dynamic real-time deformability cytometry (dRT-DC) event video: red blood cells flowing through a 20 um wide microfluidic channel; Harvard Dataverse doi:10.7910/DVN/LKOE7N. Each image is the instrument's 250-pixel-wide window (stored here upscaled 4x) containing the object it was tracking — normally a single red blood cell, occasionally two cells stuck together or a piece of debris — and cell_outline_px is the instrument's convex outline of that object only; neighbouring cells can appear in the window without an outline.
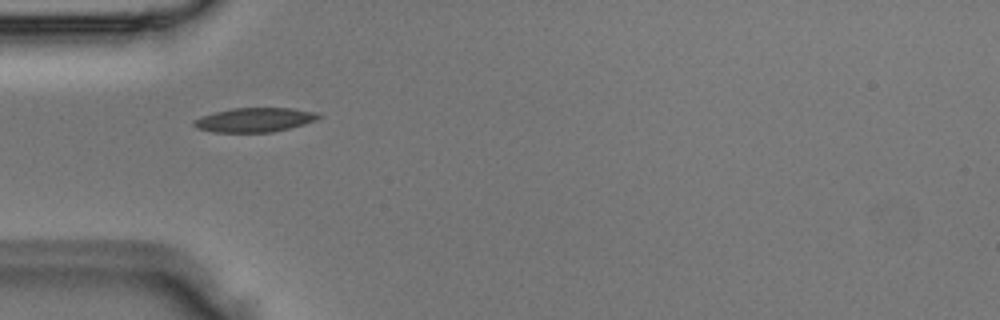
{"species": "Egyptian fruit bat (a non-hibernating species)", "species_latin": "Rousettus aegyptiacus", "temperature_condition": "room temperature", "stored_images_in_passage": 2, "camera_frame_rate_fps": 3000, "um_per_image_px": 0.085, "animal": {"sex": "male"}, "frame": {"image": 1, "passage_image": 1, "time_ms": 0.0, "image_size_px": [1000, 320], "cell_outline_px": [[320, 116], [316, 120], [304, 124], [272, 132], [212, 132], [196, 128], [192, 124], [192, 120], [200, 116], [232, 108], [292, 108], [316, 112]], "centroid_in_image_um": [21.59, 10.19], "position_along_channel_um": 63.4, "area_um2": 17.57}}
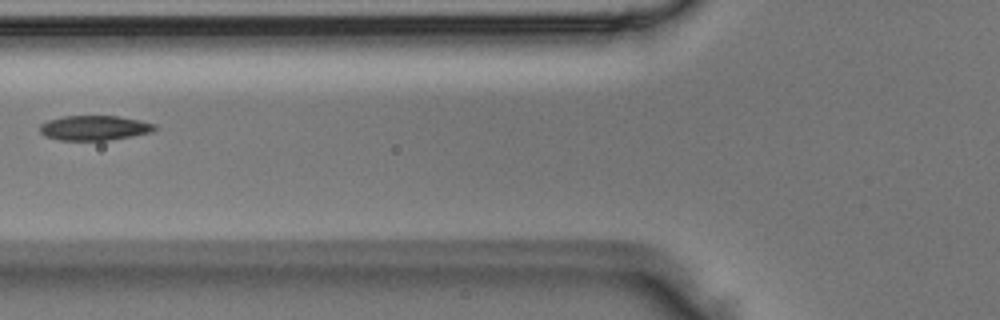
{"frame": {"image": 2, "passage_image": 2, "time_ms": 0.333, "image_size_px": [1000, 320], "cell_outline_px": [[156, 128], [152, 132], [132, 136], [108, 140], [60, 140], [44, 136], [40, 132], [40, 124], [48, 120], [64, 116], [116, 116], [140, 120], [156, 124]], "centroid_in_image_um": [8.02, 10.87], "position_along_channel_um": 117.8, "area_um2": 16.59}}